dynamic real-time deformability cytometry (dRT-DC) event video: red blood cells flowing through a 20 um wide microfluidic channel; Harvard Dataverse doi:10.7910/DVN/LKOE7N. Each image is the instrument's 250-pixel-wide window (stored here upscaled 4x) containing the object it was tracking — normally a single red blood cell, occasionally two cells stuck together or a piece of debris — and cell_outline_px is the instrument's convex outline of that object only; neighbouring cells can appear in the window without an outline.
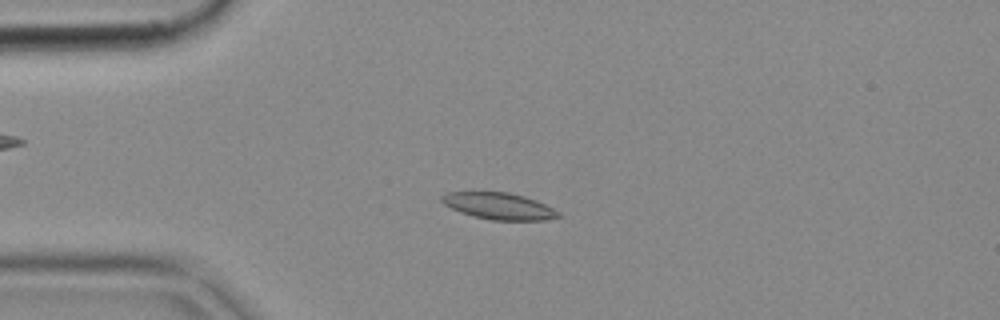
{"species": "common noctule bat (a hibernating species)", "species_latin": "Nyctalus noctula", "temperature_condition": "cold", "stored_images_in_passage": 51, "camera_frame_rate_fps": 3000, "um_per_image_px": 0.085, "animal": {"sex": "female", "body_mass_g": 18.4}, "frame": {"image": 1, "passage_image": 12, "time_ms": 3.667, "image_size_px": [1000, 320], "cell_outline_px": [[560, 216], [544, 220], [492, 220], [472, 216], [460, 212], [444, 204], [440, 200], [440, 196], [448, 192], [508, 192], [524, 196], [536, 200], [560, 212]], "centroid_in_image_um": [42.38, 17.51], "position_along_channel_um": 42.6, "area_um2": 18.03}}
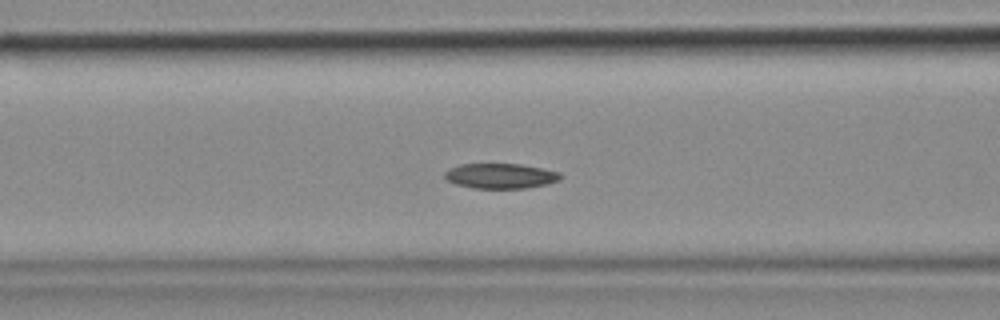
{"frame": {"image": 2, "passage_image": 20, "time_ms": 6.333, "image_size_px": [1000, 320], "cell_outline_px": [[560, 180], [548, 184], [528, 188], [476, 188], [456, 184], [448, 180], [444, 176], [444, 172], [448, 168], [460, 164], [520, 164], [560, 172]], "centroid_in_image_um": [42.53, 14.95], "position_along_channel_um": 124.1, "area_um2": 16.88}}
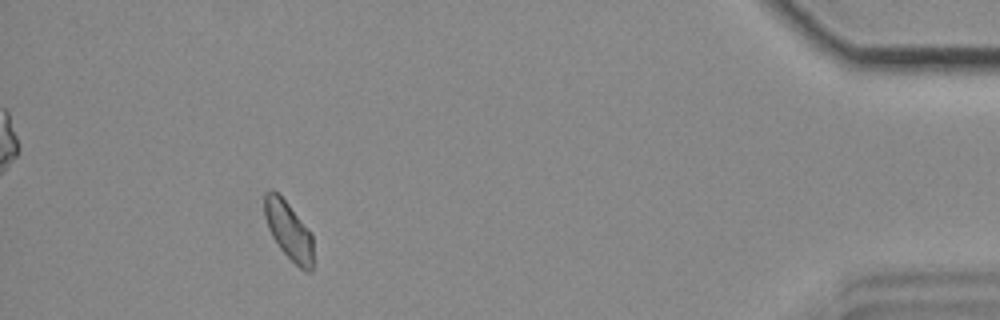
{"frame": {"image": 3, "passage_image": 47, "time_ms": 15.333, "image_size_px": [1000, 320], "cell_outline_px": [[312, 272], [304, 272], [280, 248], [272, 236], [268, 228], [264, 216], [264, 192], [268, 188], [272, 188], [288, 204], [312, 236]], "centroid_in_image_um": [24.49, 19.58], "position_along_channel_um": 410.7, "area_um2": 16.18}}